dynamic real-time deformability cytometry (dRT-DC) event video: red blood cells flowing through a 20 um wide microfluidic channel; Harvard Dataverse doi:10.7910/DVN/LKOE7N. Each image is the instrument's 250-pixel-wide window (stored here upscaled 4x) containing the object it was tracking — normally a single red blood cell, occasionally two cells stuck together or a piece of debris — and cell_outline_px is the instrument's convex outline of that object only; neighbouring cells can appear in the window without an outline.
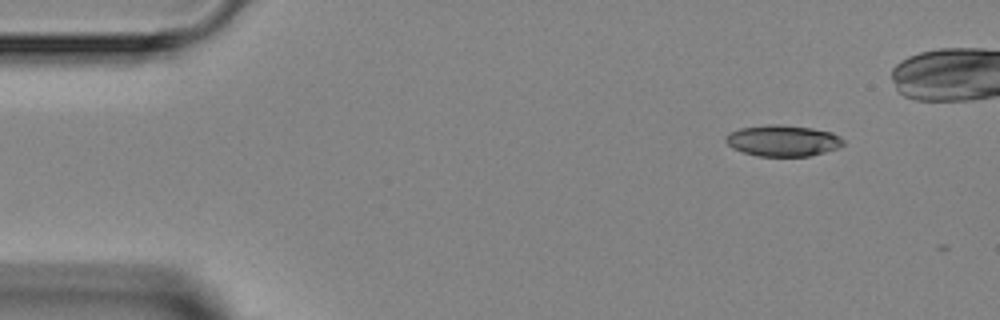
{"species": "Egyptian fruit bat (a non-hibernating species)", "species_latin": "Rousettus aegyptiacus", "temperature_condition": "room temperature", "stored_images_in_passage": 3, "camera_frame_rate_fps": 3000, "um_per_image_px": 0.085, "animal": {"sex": "female"}, "frame": {"image": 1, "passage_image": 1, "time_ms": 0.0, "image_size_px": [1000, 320], "cell_outline_px": [[844, 144], [840, 148], [808, 156], [756, 156], [732, 148], [724, 140], [728, 132], [740, 128], [768, 124], [780, 124], [812, 128], [832, 132], [840, 136], [844, 140]], "centroid_in_image_um": [66.54, 11.95], "position_along_channel_um": 18.5, "area_um2": 21.56}}